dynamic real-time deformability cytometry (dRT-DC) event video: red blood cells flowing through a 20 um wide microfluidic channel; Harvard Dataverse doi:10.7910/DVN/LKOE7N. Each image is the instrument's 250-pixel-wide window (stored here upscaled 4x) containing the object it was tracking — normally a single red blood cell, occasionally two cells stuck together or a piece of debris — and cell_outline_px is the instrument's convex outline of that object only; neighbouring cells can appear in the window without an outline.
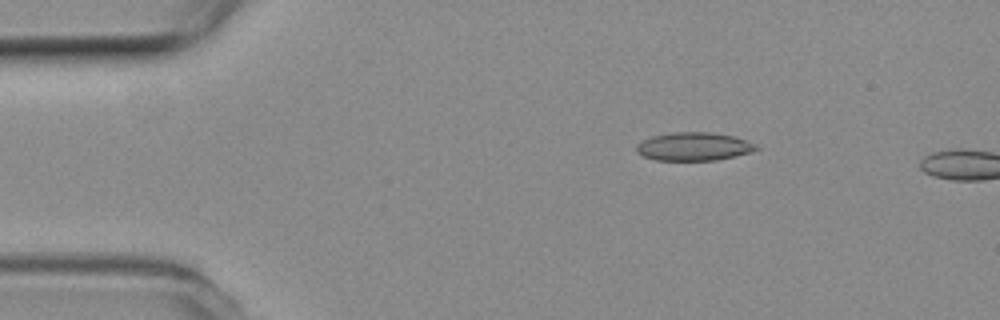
{"species": "common noctule bat (a hibernating species)", "species_latin": "Nyctalus noctula", "temperature_condition": "room temperature", "stored_images_in_passage": 4, "camera_frame_rate_fps": 3000, "um_per_image_px": 0.085, "animal": {"sex": "female", "body_mass_g": 19.3, "forearm_length_mm": 54.1}, "frame": {"image": 1, "passage_image": 3, "time_ms": 0.667, "image_size_px": [1000, 320], "cell_outline_px": [[760, 148], [752, 152], [736, 156], [716, 160], [656, 160], [644, 156], [636, 152], [636, 144], [652, 136], [672, 132], [712, 132], [732, 136], [756, 144]], "centroid_in_image_um": [58.97, 12.45], "position_along_channel_um": 26.0, "area_um2": 19.71}}